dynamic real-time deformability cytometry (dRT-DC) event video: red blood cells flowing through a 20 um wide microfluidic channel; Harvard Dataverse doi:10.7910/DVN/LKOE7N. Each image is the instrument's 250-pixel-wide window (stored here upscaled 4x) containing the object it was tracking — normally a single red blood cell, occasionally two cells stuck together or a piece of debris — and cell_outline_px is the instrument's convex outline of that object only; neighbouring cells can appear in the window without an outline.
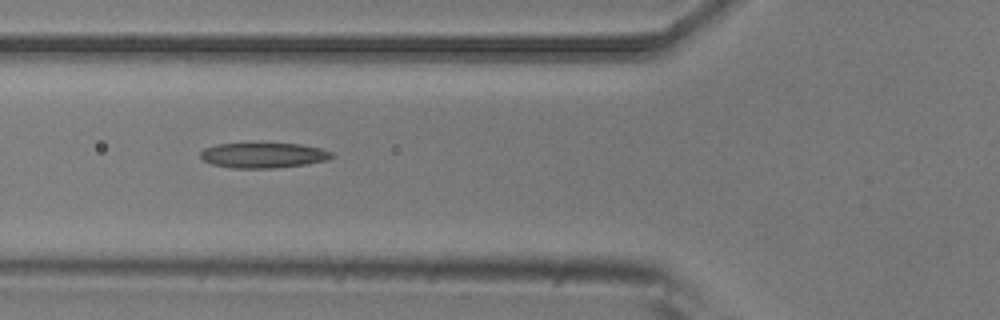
{"species": "common noctule bat (a hibernating species)", "species_latin": "Nyctalus noctula", "temperature_condition": "room temperature", "stored_images_in_passage": 5, "camera_frame_rate_fps": 3000, "um_per_image_px": 0.085, "animal": {"sex": "male", "body_mass_g": 20.5, "forearm_length_mm": 52.5}, "frame": {"image": 1, "passage_image": 3, "time_ms": 0.667, "image_size_px": [1000, 320], "cell_outline_px": [[332, 156], [328, 160], [304, 164], [276, 168], [232, 168], [212, 164], [204, 160], [200, 156], [200, 152], [204, 148], [216, 144], [300, 144], [320, 148], [332, 152]], "centroid_in_image_um": [22.36, 13.2], "position_along_channel_um": 103.4, "area_um2": 19.07}}
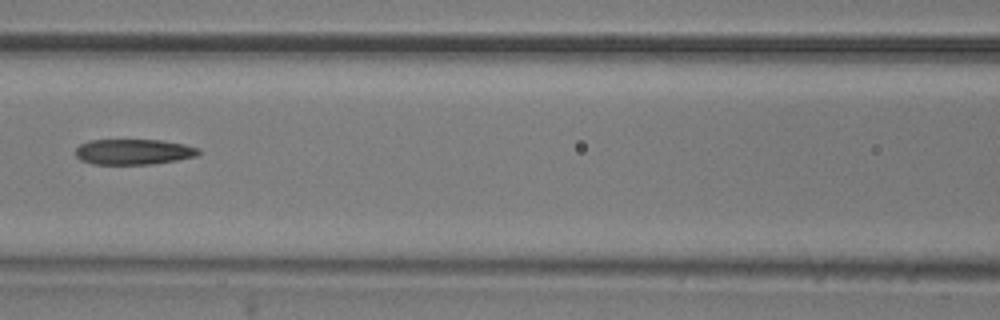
{"frame": {"image": 2, "passage_image": 4, "time_ms": 1.0, "image_size_px": [1000, 320], "cell_outline_px": [[200, 152], [196, 156], [176, 160], [152, 164], [92, 164], [80, 160], [76, 156], [76, 148], [80, 144], [92, 140], [160, 140], [184, 144], [200, 148]], "centroid_in_image_um": [11.35, 12.9], "position_along_channel_um": 155.3, "area_um2": 18.26}}
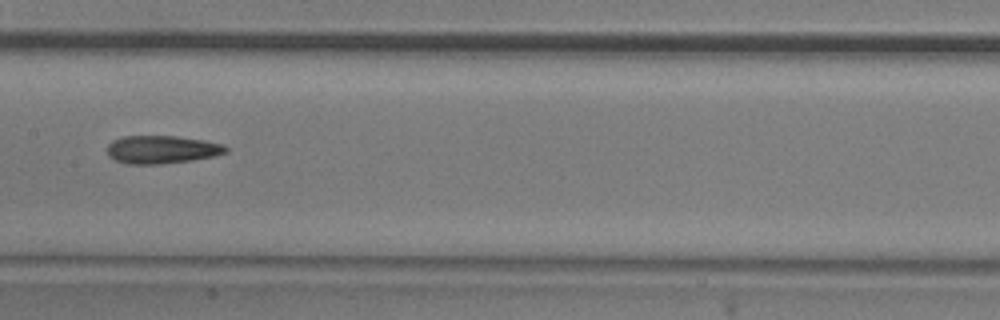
{"frame": {"image": 3, "passage_image": 5, "time_ms": 1.333, "image_size_px": [1000, 320], "cell_outline_px": [[228, 152], [216, 156], [192, 160], [160, 164], [128, 164], [116, 160], [108, 156], [108, 144], [112, 140], [124, 136], [176, 136], [204, 140], [224, 144], [228, 148]], "centroid_in_image_um": [13.78, 12.71], "position_along_channel_um": 193.6, "area_um2": 19.48}}